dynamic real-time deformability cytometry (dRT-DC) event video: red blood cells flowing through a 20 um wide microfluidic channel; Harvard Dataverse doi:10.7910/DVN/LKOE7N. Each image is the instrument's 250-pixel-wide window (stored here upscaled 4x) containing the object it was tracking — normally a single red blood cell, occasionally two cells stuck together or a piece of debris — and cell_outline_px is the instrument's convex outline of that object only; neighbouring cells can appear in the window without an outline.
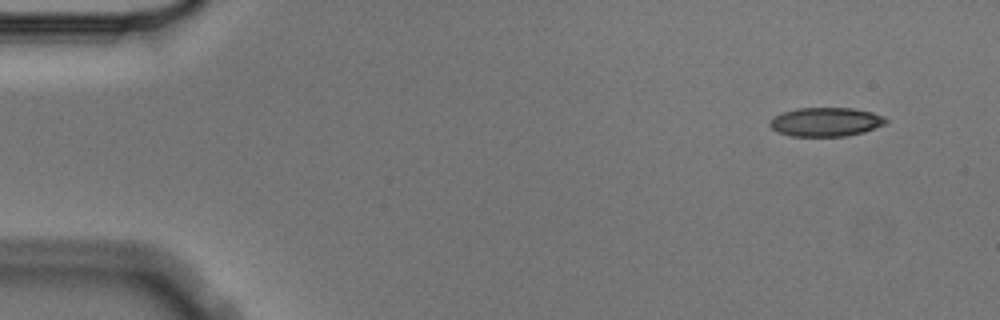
{"species": "Egyptian fruit bat (a non-hibernating species)", "species_latin": "Rousettus aegyptiacus", "temperature_condition": "cold", "stored_images_in_passage": 7, "camera_frame_rate_fps": 3000, "um_per_image_px": 0.085, "animal": {"sex": "male"}, "frame": {"image": 1, "passage_image": 1, "time_ms": 0.0, "image_size_px": [1000, 320], "cell_outline_px": [[888, 120], [884, 124], [864, 132], [844, 136], [792, 136], [776, 132], [768, 124], [768, 120], [784, 112], [796, 108], [852, 108], [872, 112], [884, 116]], "centroid_in_image_um": [70.17, 10.36], "position_along_channel_um": 14.8, "area_um2": 19.54}}
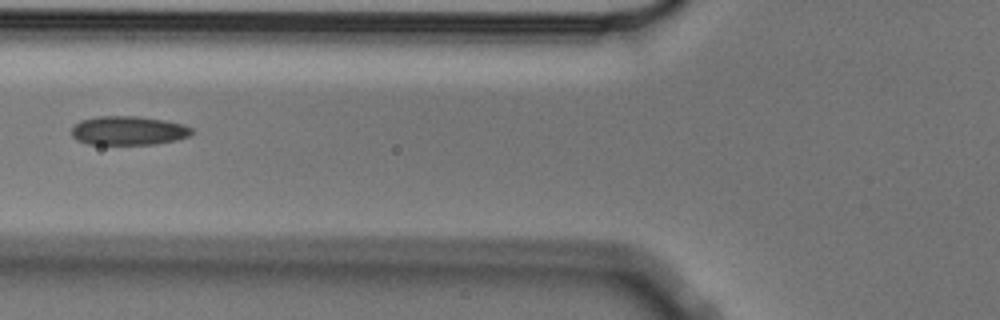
{"frame": {"image": 2, "passage_image": 5, "time_ms": 1.333, "image_size_px": [1000, 320], "cell_outline_px": [[192, 132], [188, 136], [176, 140], [156, 144], [88, 144], [76, 140], [72, 136], [72, 128], [80, 120], [96, 116], [140, 116], [164, 120], [184, 124], [192, 128]], "centroid_in_image_um": [10.9, 11.09], "position_along_channel_um": 114.9, "area_um2": 20.35}}
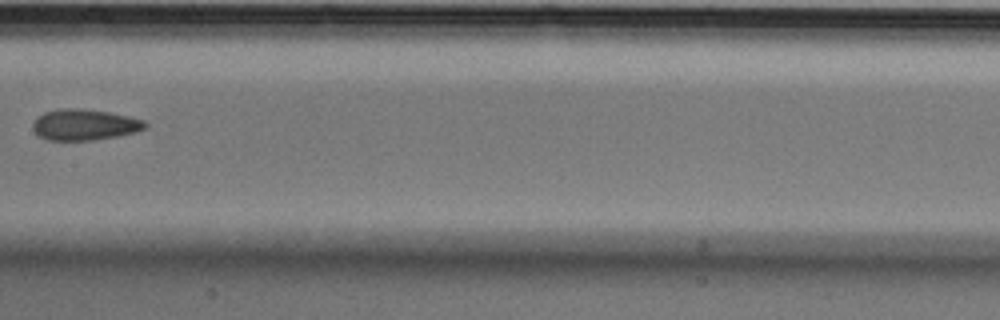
{"frame": {"image": 3, "passage_image": 7, "time_ms": 2.0, "image_size_px": [1000, 320], "cell_outline_px": [[148, 124], [144, 128], [136, 132], [116, 136], [92, 140], [48, 140], [40, 136], [32, 128], [32, 124], [44, 112], [60, 108], [80, 108], [108, 112], [128, 116], [144, 120]], "centroid_in_image_um": [7.19, 10.59], "position_along_channel_um": 200.2, "area_um2": 20.11}}